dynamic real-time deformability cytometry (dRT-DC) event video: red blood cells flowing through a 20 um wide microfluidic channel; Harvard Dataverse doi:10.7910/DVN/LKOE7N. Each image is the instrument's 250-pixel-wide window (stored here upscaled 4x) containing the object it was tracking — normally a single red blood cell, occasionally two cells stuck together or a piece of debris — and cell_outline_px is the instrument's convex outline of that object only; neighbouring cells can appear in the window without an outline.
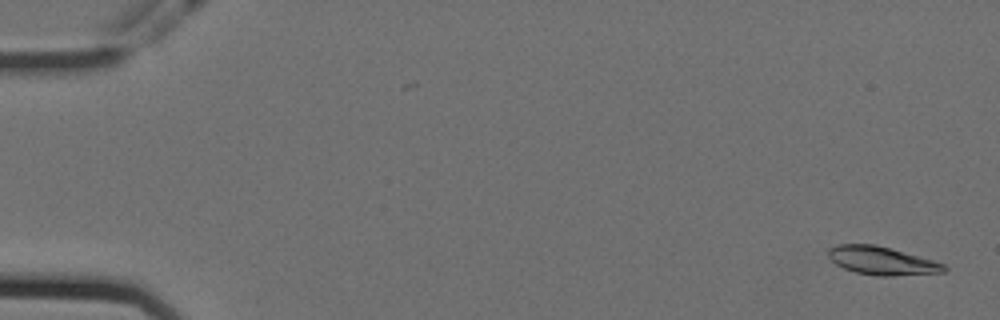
{"species": "Egyptian fruit bat (a non-hibernating species)", "species_latin": "Rousettus aegyptiacus", "temperature_condition": "cold", "stored_images_in_passage": 57, "camera_frame_rate_fps": 3000, "um_per_image_px": 0.085, "animal": {"sex": "female"}, "frame": {"image": 1, "passage_image": 2, "time_ms": 0.333, "image_size_px": [1000, 320], "cell_outline_px": [[948, 268], [944, 272], [892, 276], [876, 276], [856, 272], [844, 268], [836, 264], [828, 256], [828, 248], [836, 244], [876, 244], [932, 260], [944, 264]], "centroid_in_image_um": [74.93, 22.16], "position_along_channel_um": 10.1, "area_um2": 18.96}}
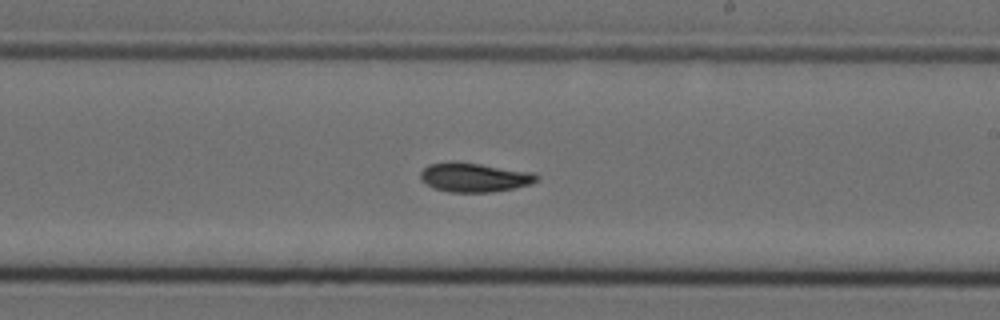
{"frame": {"image": 2, "passage_image": 34, "time_ms": 11.0, "image_size_px": [1000, 320], "cell_outline_px": [[540, 180], [532, 184], [516, 188], [492, 192], [448, 192], [432, 188], [420, 180], [420, 172], [428, 164], [452, 160], [536, 172], [540, 176]], "centroid_in_image_um": [40.34, 15.07], "position_along_channel_um": 248.7, "area_um2": 20.35}}
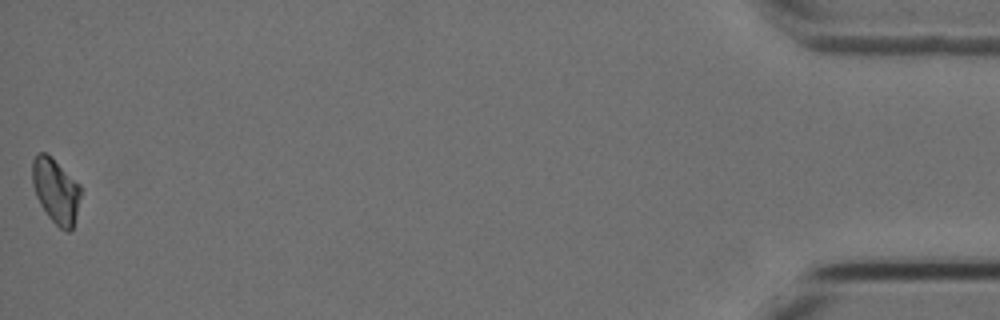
{"frame": {"image": 3, "passage_image": 57, "time_ms": 18.667, "image_size_px": [1000, 320], "cell_outline_px": [[80, 196], [72, 228], [68, 232], [60, 228], [48, 216], [40, 204], [36, 196], [32, 184], [32, 160], [40, 152], [44, 152], [80, 184]], "centroid_in_image_um": [4.72, 16.23], "position_along_channel_um": 430.5, "area_um2": 17.74}, "authors_computed_cell_mechanics": {"area_um2": 19.4786, "velocity_mm_per_s": 3.5514, "shape_relaxation_time_tau1_ms": 8.9341, "shape_relaxation_time_tau2_ms": 6.2692, "deformation_change_tau1": 0.195, "deformation_change_tau2": 0.0963}}